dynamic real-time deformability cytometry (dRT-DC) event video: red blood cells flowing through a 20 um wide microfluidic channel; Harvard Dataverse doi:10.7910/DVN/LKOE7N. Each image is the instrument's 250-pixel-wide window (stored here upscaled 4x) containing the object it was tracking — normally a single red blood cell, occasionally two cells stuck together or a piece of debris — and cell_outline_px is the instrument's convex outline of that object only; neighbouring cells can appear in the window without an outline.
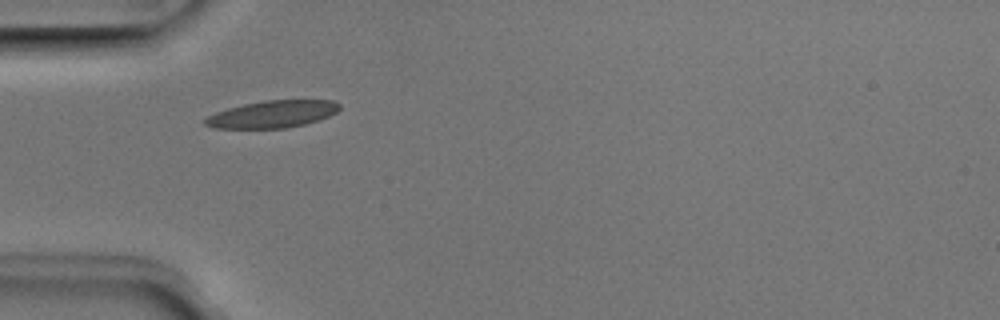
{"species": "Egyptian fruit bat (a non-hibernating species)", "species_latin": "Rousettus aegyptiacus", "temperature_condition": "room temperature", "stored_images_in_passage": 36, "camera_frame_rate_fps": 3000, "um_per_image_px": 0.085, "animal": {"sex": "male"}, "frame": {"image": 1, "passage_image": 1, "time_ms": 0.0, "image_size_px": [1000, 320], "cell_outline_px": [[340, 108], [336, 112], [328, 116], [304, 124], [284, 128], [212, 128], [204, 124], [204, 120], [208, 116], [216, 112], [228, 108], [244, 104], [264, 100], [332, 100], [340, 104]], "centroid_in_image_um": [23.14, 9.7], "position_along_channel_um": 61.9, "area_um2": 21.1}}
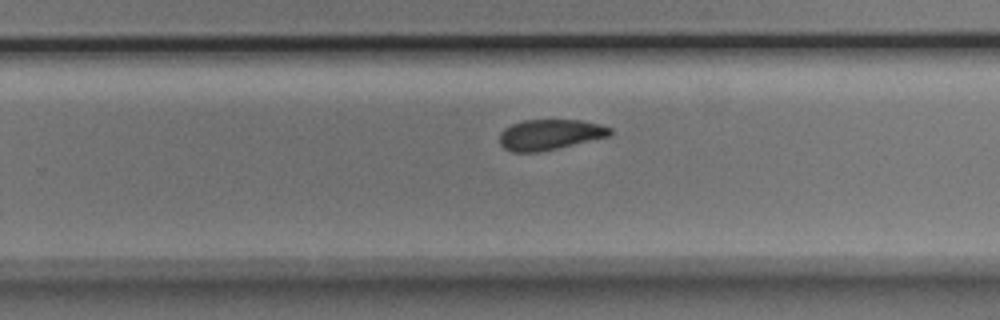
{"frame": {"image": 2, "passage_image": 18, "time_ms": 5.667, "image_size_px": [1000, 320], "cell_outline_px": [[612, 132], [608, 136], [540, 152], [512, 152], [504, 148], [500, 144], [500, 132], [504, 128], [512, 124], [524, 120], [580, 120], [600, 124], [612, 128]], "centroid_in_image_um": [46.71, 11.44], "position_along_channel_um": 283.1, "area_um2": 19.54}}
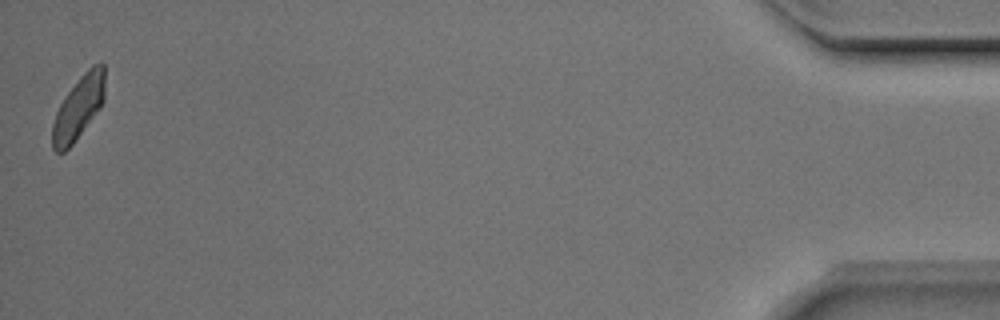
{"frame": {"image": 3, "passage_image": 36, "time_ms": 11.667, "image_size_px": [1000, 320], "cell_outline_px": [[104, 100], [100, 108], [72, 144], [64, 152], [56, 152], [52, 148], [52, 124], [56, 112], [60, 104], [68, 92], [84, 72], [92, 64], [104, 64]], "centroid_in_image_um": [6.66, 9.16], "position_along_channel_um": 428.5, "area_um2": 19.02}, "authors_computed_cell_mechanics": {"area_um2": 20.519, "velocity_mm_per_s": 3.9569, "shape_relaxation_time_tau1_ms": 2.669, "shape_relaxation_time_tau2_ms": 2.7769, "deformation_change_tau1": 0.1214, "deformation_change_tau2": 0.0928}}